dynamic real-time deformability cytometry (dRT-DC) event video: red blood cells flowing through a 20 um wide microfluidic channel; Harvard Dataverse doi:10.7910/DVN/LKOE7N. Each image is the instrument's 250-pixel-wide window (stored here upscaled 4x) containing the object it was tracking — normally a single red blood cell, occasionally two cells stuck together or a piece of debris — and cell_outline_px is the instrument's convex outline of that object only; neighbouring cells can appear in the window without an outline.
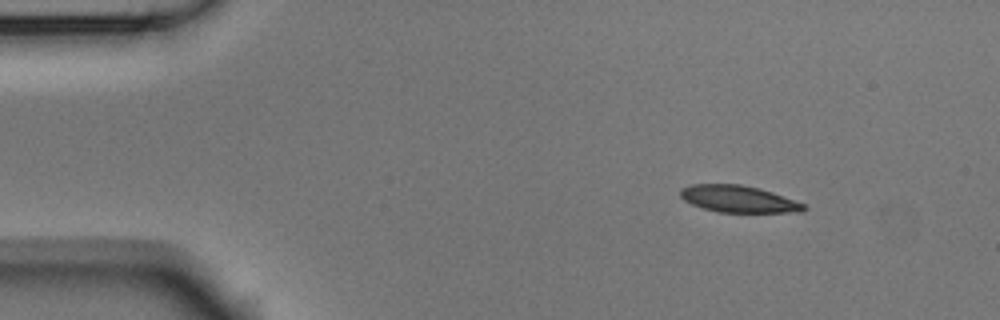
{"species": "Egyptian fruit bat (a non-hibernating species)", "species_latin": "Rousettus aegyptiacus", "temperature_condition": "room temperature", "stored_images_in_passage": 3, "camera_frame_rate_fps": 3000, "um_per_image_px": 0.085, "animal": {"sex": "male"}, "frame": {"image": 1, "passage_image": 1, "time_ms": 0.0, "image_size_px": [1000, 320], "cell_outline_px": [[808, 208], [804, 212], [716, 212], [692, 204], [684, 200], [680, 196], [680, 188], [692, 184], [740, 184], [760, 188], [772, 192], [804, 204]], "centroid_in_image_um": [62.76, 16.91], "position_along_channel_um": 22.2, "area_um2": 19.31}}